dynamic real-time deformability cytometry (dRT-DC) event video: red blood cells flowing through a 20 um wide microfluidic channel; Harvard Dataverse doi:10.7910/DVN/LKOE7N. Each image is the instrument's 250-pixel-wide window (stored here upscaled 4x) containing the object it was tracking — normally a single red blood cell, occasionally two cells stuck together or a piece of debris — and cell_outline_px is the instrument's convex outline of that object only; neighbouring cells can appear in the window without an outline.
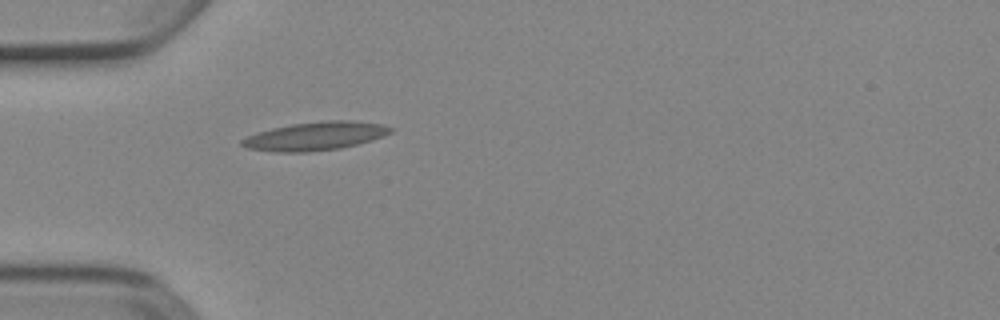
{"species": "Egyptian fruit bat (a non-hibernating species)", "species_latin": "Rousettus aegyptiacus", "temperature_condition": "cold", "stored_images_in_passage": 1, "camera_frame_rate_fps": 3000, "um_per_image_px": 0.085, "animal": {"sex": "female"}, "frame": {"image": 1, "passage_image": 1, "time_ms": 0.0, "image_size_px": [1000, 320], "cell_outline_px": [[396, 128], [392, 132], [384, 136], [372, 140], [340, 148], [308, 152], [272, 152], [248, 148], [240, 144], [240, 140], [256, 132], [272, 128], [292, 124], [328, 120], [352, 120], [380, 124]], "centroid_in_image_um": [26.81, 11.57], "position_along_channel_um": 58.2, "area_um2": 24.68}}